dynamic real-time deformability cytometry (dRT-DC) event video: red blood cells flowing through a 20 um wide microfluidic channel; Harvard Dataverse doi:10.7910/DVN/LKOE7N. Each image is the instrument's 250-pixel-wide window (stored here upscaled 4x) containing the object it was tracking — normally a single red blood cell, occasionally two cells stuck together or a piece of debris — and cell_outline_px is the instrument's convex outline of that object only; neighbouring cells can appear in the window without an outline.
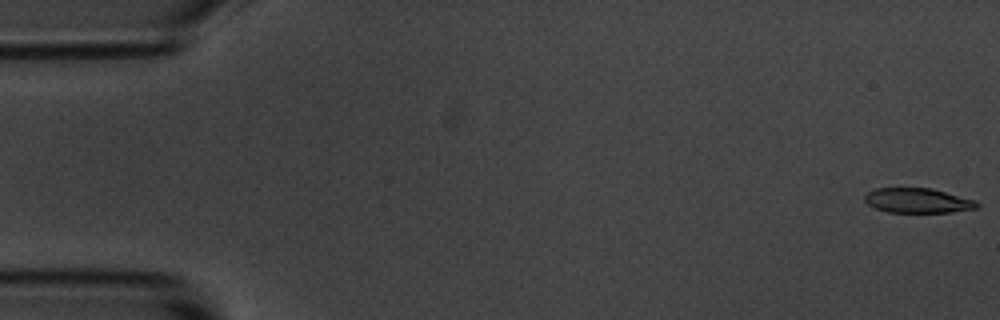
{"species": "common noctule bat (a hibernating species)", "species_latin": "Nyctalus noctula", "temperature_condition": "room temperature", "stored_images_in_passage": 55, "camera_frame_rate_fps": 3000, "um_per_image_px": 0.085, "animal": {"sex": "male", "body_mass_g": 20.1, "forearm_length_mm": 53.5}, "frame": {"image": 1, "passage_image": 1, "time_ms": 0.0, "image_size_px": [1000, 320], "cell_outline_px": [[980, 204], [976, 208], [952, 212], [888, 212], [876, 208], [868, 204], [864, 200], [864, 196], [868, 192], [876, 188], [932, 188], [976, 200]], "centroid_in_image_um": [78.02, 17.04], "position_along_channel_um": 7.0, "area_um2": 16.18}}
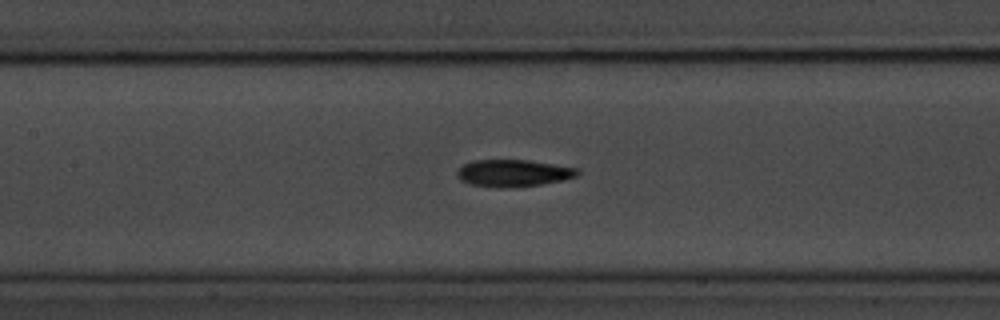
{"frame": {"image": 2, "passage_image": 25, "time_ms": 8.0, "image_size_px": [1000, 320], "cell_outline_px": [[580, 172], [576, 176], [564, 180], [540, 184], [472, 184], [460, 180], [456, 176], [456, 172], [464, 164], [472, 160], [528, 160], [580, 168]], "centroid_in_image_um": [43.69, 14.64], "position_along_channel_um": 163.7, "area_um2": 17.92}}
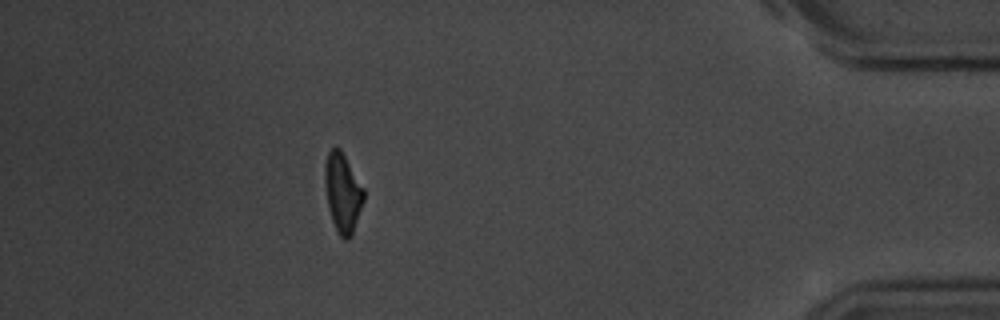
{"frame": {"image": 3, "passage_image": 49, "time_ms": 16.0, "image_size_px": [1000, 320], "cell_outline_px": [[364, 200], [352, 236], [348, 240], [344, 240], [340, 236], [332, 220], [328, 208], [324, 184], [324, 164], [328, 152], [332, 148], [340, 148], [364, 188]], "centroid_in_image_um": [29.12, 16.39], "position_along_channel_um": 406.1, "area_um2": 18.03}, "authors_computed_cell_mechanics": {"area_um2": 18.207, "velocity_mm_per_s": 3.6645, "shape_relaxation_time_tau1_ms": 3.7652, "shape_relaxation_time_tau2_ms": 5.5889, "deformation_change_tau1": 0.1623, "deformation_change_tau2": 0.1191}}